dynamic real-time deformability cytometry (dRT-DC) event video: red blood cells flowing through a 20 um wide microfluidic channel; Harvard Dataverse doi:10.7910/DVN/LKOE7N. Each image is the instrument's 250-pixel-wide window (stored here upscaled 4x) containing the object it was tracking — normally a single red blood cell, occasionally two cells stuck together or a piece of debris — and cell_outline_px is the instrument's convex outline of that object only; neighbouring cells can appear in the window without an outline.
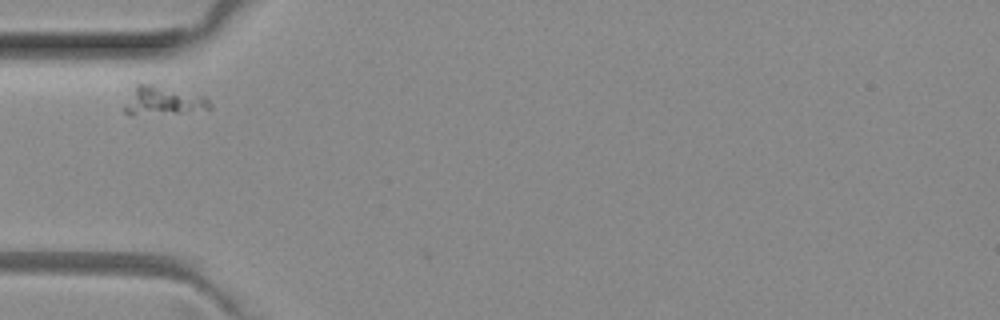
{"species": "common noctule bat (a hibernating species)", "species_latin": "Nyctalus noctula", "temperature_condition": "room temperature", "stored_images_in_passage": 3, "camera_frame_rate_fps": 3000, "um_per_image_px": 0.085, "animal": {"sex": "female", "body_mass_g": 29.2, "forearm_length_mm": 56.3}, "frame": {"image": 1, "passage_image": 1, "time_ms": 0.0, "image_size_px": [1000, 320], "cell_outline_px": [[212, 108], [188, 112], [124, 112], [124, 108], [136, 84], [152, 84], [204, 96], [212, 104]], "centroid_in_image_um": [13.96, 8.52], "position_along_channel_um": 71.0, "area_um2": 13.24}}
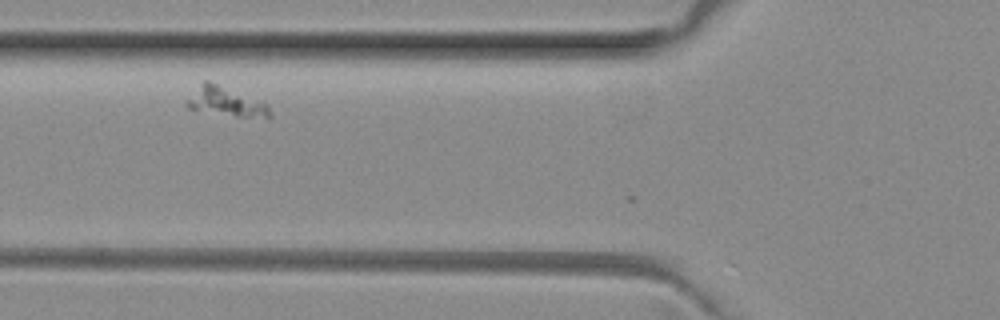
{"frame": {"image": 2, "passage_image": 2, "time_ms": 0.333, "image_size_px": [1000, 320], "cell_outline_px": [[272, 116], [268, 120], [236, 116], [188, 108], [184, 104], [204, 80], [208, 80], [264, 100], [272, 112]], "centroid_in_image_um": [19.35, 8.66], "position_along_channel_um": 106.4, "area_um2": 14.45}}